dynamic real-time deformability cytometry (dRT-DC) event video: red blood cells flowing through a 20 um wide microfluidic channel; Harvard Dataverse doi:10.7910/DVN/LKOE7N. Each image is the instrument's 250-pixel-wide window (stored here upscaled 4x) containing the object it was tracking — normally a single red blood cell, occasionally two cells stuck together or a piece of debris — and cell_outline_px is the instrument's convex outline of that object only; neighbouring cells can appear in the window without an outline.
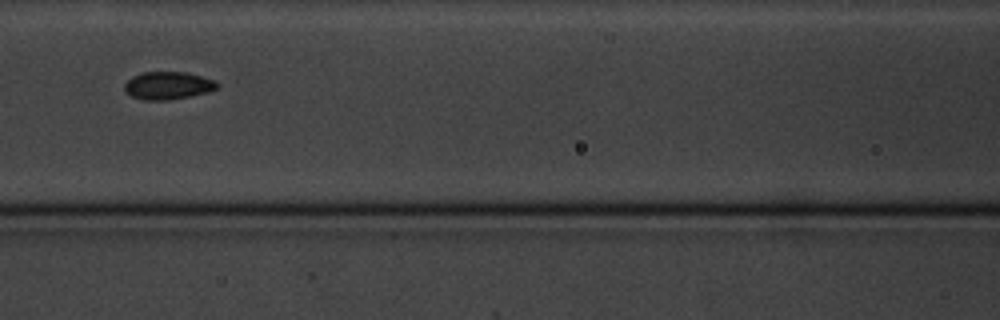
{"species": "common noctule bat (a hibernating species)", "species_latin": "Nyctalus noctula", "temperature_condition": "cold", "stored_images_in_passage": 11, "camera_frame_rate_fps": 3000, "um_per_image_px": 0.085, "animal": {"sex": "male", "body_mass_g": 20.1, "forearm_length_mm": 53.5}, "frame": {"image": 1, "passage_image": 7, "time_ms": 7.0, "image_size_px": [1000, 320], "cell_outline_px": [[220, 84], [216, 88], [208, 92], [168, 100], [140, 100], [124, 92], [124, 84], [132, 76], [144, 72], [184, 72], [216, 80]], "centroid_in_image_um": [14.25, 7.27], "position_along_channel_um": 152.4, "area_um2": 14.97}}
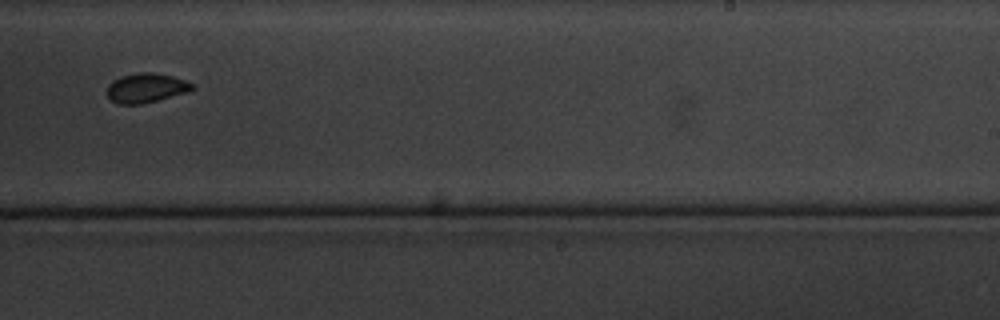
{"frame": {"image": 2, "passage_image": 10, "time_ms": 10.667, "image_size_px": [1000, 320], "cell_outline_px": [[196, 88], [188, 92], [140, 104], [120, 104], [112, 100], [108, 96], [108, 84], [112, 80], [120, 76], [140, 72], [152, 72], [172, 76], [196, 84]], "centroid_in_image_um": [12.45, 7.46], "position_along_channel_um": 276.6, "area_um2": 14.57}}
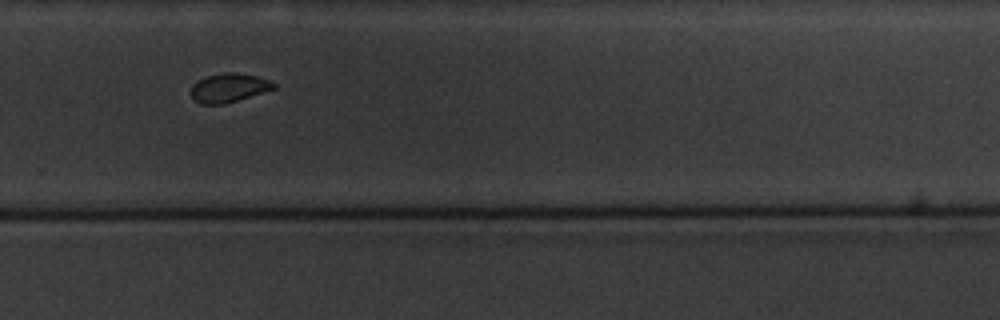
{"frame": {"image": 3, "passage_image": 11, "time_ms": 11.667, "image_size_px": [1000, 320], "cell_outline_px": [[276, 88], [224, 104], [200, 104], [192, 100], [188, 92], [192, 84], [196, 80], [208, 76], [224, 72], [236, 72], [256, 76], [268, 80], [276, 84]], "centroid_in_image_um": [19.36, 7.47], "position_along_channel_um": 310.4, "area_um2": 14.1}}